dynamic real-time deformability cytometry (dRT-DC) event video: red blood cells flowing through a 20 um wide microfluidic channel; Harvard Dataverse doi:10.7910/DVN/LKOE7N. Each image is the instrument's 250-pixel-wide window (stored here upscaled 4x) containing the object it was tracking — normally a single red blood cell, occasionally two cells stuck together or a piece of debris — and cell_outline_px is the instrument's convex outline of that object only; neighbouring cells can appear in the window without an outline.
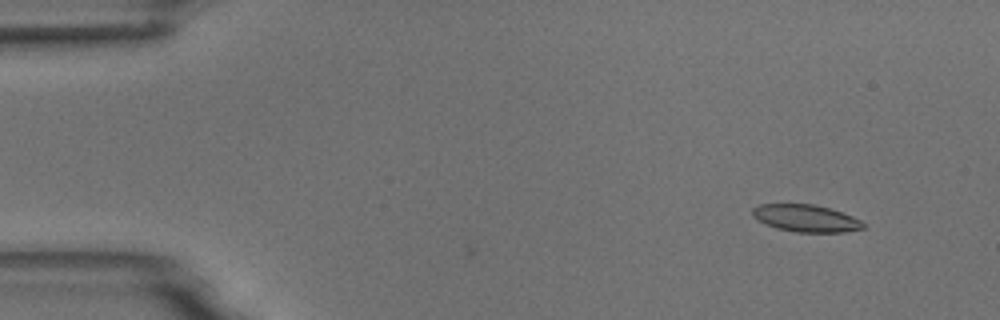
{"species": "common noctule bat (a hibernating species)", "species_latin": "Nyctalus noctula", "temperature_condition": "room temperature", "stored_images_in_passage": 4, "camera_frame_rate_fps": 3000, "um_per_image_px": 0.085, "animal": {"sex": "male", "body_mass_g": 18.8}, "frame": {"image": 1, "passage_image": 1, "time_ms": 0.0, "image_size_px": [1000, 320], "cell_outline_px": [[864, 228], [844, 232], [796, 232], [776, 228], [764, 224], [752, 216], [752, 208], [760, 204], [812, 204], [828, 208], [852, 216], [860, 220], [864, 224]], "centroid_in_image_um": [68.46, 18.55], "position_along_channel_um": 16.5, "area_um2": 17.46}}
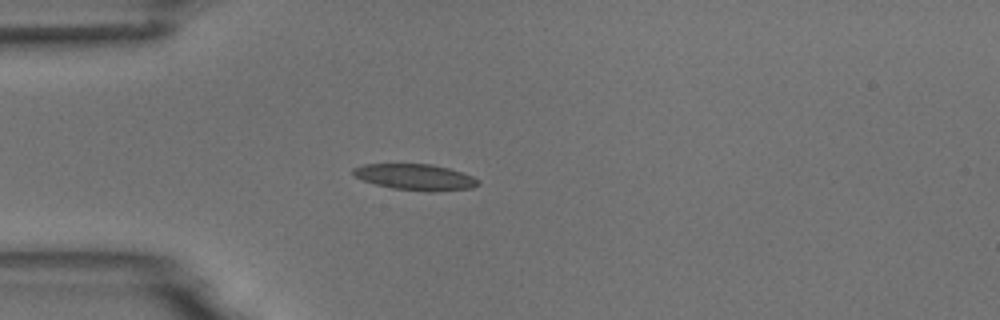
{"frame": {"image": 2, "passage_image": 4, "time_ms": 3.333, "image_size_px": [1000, 320], "cell_outline_px": [[480, 184], [472, 188], [432, 192], [428, 192], [392, 188], [376, 184], [364, 180], [356, 176], [352, 172], [352, 168], [364, 164], [432, 164], [448, 168], [472, 176], [480, 180]], "centroid_in_image_um": [35.33, 15.05], "position_along_channel_um": 49.7, "area_um2": 18.96}}